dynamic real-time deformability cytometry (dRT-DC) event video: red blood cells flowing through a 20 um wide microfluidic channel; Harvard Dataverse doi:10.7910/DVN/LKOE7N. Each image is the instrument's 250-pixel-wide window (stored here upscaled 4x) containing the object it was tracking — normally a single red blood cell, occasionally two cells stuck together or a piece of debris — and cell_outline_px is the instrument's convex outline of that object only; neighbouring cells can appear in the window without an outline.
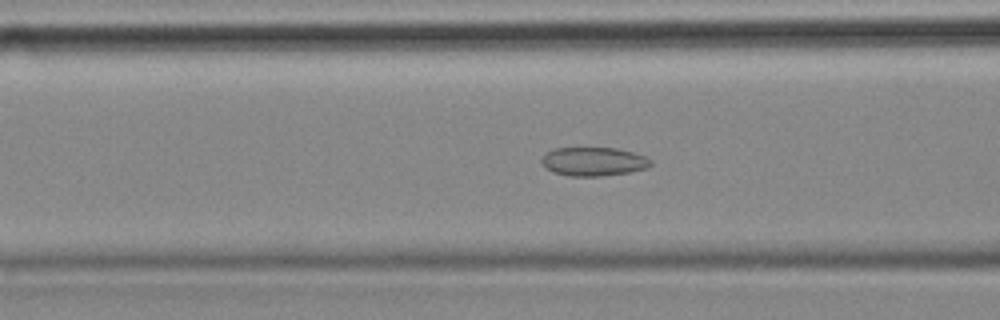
{"species": "common noctule bat (a hibernating species)", "species_latin": "Nyctalus noctula", "temperature_condition": "cold", "stored_images_in_passage": 53, "camera_frame_rate_fps": 3000, "um_per_image_px": 0.085, "animal": {"sex": "female", "body_mass_g": 18.4}, "frame": {"image": 1, "passage_image": 18, "time_ms": 5.667, "image_size_px": [1000, 320], "cell_outline_px": [[652, 164], [648, 168], [628, 172], [600, 176], [568, 176], [556, 172], [548, 168], [540, 160], [548, 152], [556, 148], [616, 148], [632, 152], [644, 156], [652, 160]], "centroid_in_image_um": [50.5, 13.73], "position_along_channel_um": 116.1, "area_um2": 17.98}}
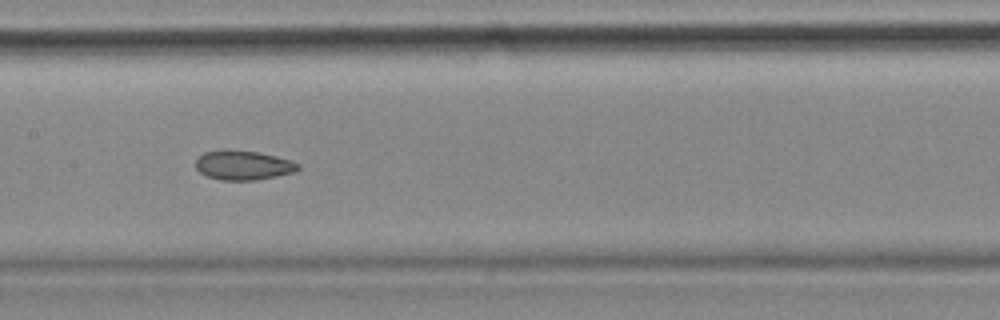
{"frame": {"image": 2, "passage_image": 24, "time_ms": 7.667, "image_size_px": [1000, 320], "cell_outline_px": [[300, 168], [296, 172], [256, 180], [220, 180], [208, 176], [200, 172], [196, 168], [196, 160], [204, 152], [224, 148], [228, 148], [256, 152], [276, 156], [292, 160], [300, 164]], "centroid_in_image_um": [20.69, 14.03], "position_along_channel_um": 186.7, "area_um2": 17.8}}
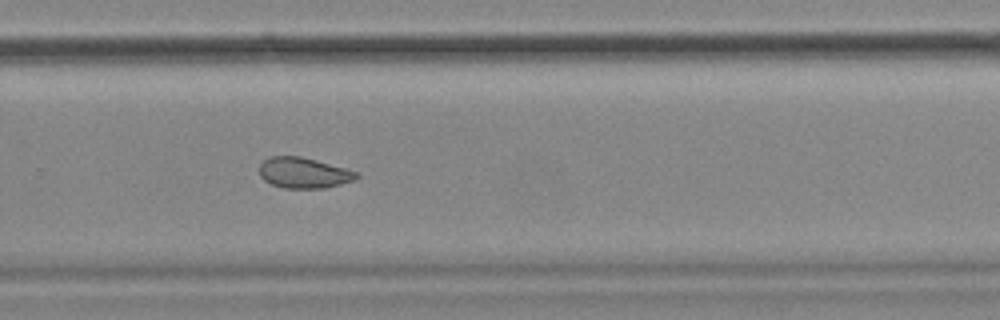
{"frame": {"image": 3, "passage_image": 34, "time_ms": 11.0, "image_size_px": [1000, 320], "cell_outline_px": [[360, 176], [356, 180], [324, 188], [284, 188], [272, 184], [264, 180], [260, 176], [260, 164], [268, 156], [300, 156], [316, 160], [360, 172]], "centroid_in_image_um": [25.84, 14.69], "position_along_channel_um": 304.0, "area_um2": 17.46}, "authors_computed_cell_mechanics": {"area_um2": 19.1318, "velocity_mm_per_s": 3.5338, "shape_relaxation_time_tau1_ms": null, "shape_relaxation_time_tau2_ms": 2.0442, "deformation_change_tau1": null, "deformation_change_tau2": 0.061}}